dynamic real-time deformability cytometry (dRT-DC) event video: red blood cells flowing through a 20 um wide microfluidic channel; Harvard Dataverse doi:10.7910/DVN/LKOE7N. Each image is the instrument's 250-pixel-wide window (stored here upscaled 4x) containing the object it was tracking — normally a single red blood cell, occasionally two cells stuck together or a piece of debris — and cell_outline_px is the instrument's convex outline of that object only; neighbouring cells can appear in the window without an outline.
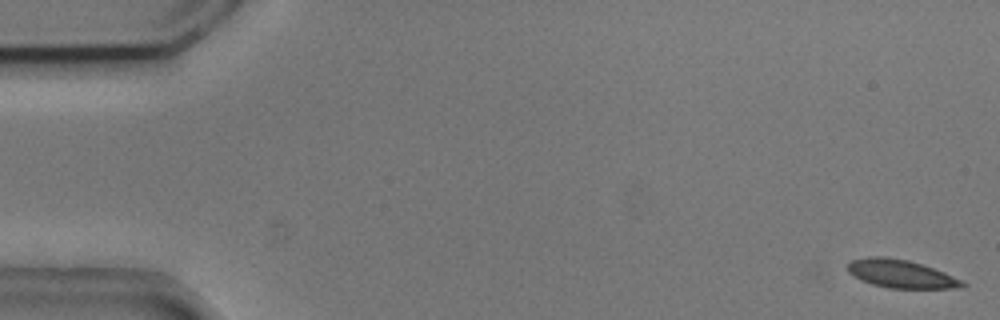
{"species": "common noctule bat (a hibernating species)", "species_latin": "Nyctalus noctula", "temperature_condition": "cold", "stored_images_in_passage": 54, "camera_frame_rate_fps": 3000, "um_per_image_px": 0.085, "animal": {"sex": "male", "body_mass_g": 20.5, "forearm_length_mm": 52.5}, "frame": {"image": 1, "passage_image": 1, "time_ms": 0.0, "image_size_px": [1000, 320], "cell_outline_px": [[968, 284], [964, 288], [888, 288], [872, 284], [860, 280], [848, 272], [848, 264], [852, 260], [868, 256], [884, 256], [908, 260], [944, 272]], "centroid_in_image_um": [76.56, 23.28], "position_along_channel_um": 8.4, "area_um2": 18.73}}
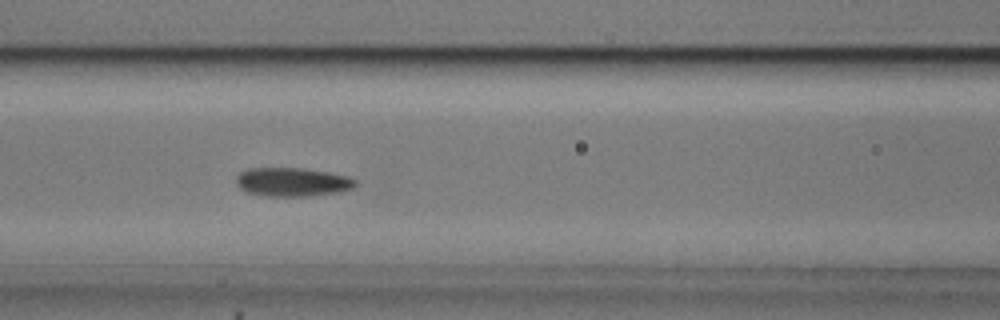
{"frame": {"image": 2, "passage_image": 23, "time_ms": 7.333, "image_size_px": [1000, 320], "cell_outline_px": [[356, 184], [352, 188], [336, 192], [308, 196], [264, 196], [248, 192], [240, 188], [236, 184], [236, 176], [240, 172], [248, 168], [304, 168], [328, 172], [348, 176], [356, 180]], "centroid_in_image_um": [24.82, 15.46], "position_along_channel_um": 141.8, "area_um2": 19.94}}
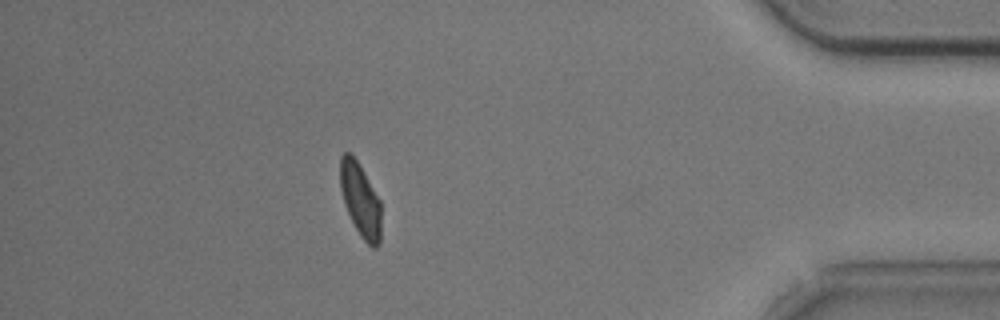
{"frame": {"image": 3, "passage_image": 48, "time_ms": 15.667, "image_size_px": [1000, 320], "cell_outline_px": [[380, 244], [376, 248], [372, 248], [360, 236], [344, 204], [340, 188], [340, 156], [344, 152], [348, 152], [356, 160], [380, 200]], "centroid_in_image_um": [30.62, 17.02], "position_along_channel_um": 404.6, "area_um2": 17.28}, "authors_computed_cell_mechanics": {"area_um2": 19.1029, "velocity_mm_per_s": 3.7012, "shape_relaxation_time_tau1_ms": 3.9658, "shape_relaxation_time_tau2_ms": 4.3309, "deformation_change_tau1": 0.1035, "deformation_change_tau2": 0.0675}}